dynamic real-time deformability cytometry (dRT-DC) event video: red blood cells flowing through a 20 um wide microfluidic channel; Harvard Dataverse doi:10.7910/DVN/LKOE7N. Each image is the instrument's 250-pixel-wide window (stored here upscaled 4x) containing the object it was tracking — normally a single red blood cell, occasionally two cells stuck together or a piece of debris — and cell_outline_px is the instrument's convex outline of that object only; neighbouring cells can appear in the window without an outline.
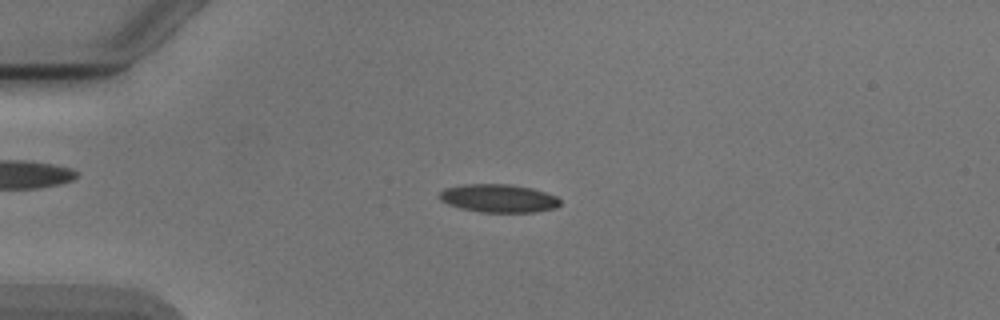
{"species": "Egyptian fruit bat (a non-hibernating species)", "species_latin": "Rousettus aegyptiacus", "temperature_condition": "cold", "stored_images_in_passage": 46, "camera_frame_rate_fps": 3000, "um_per_image_px": 0.085, "animal": {"sex": "male"}, "frame": {"image": 1, "passage_image": 7, "time_ms": 2.0, "image_size_px": [1000, 320], "cell_outline_px": [[560, 204], [556, 208], [532, 212], [480, 212], [460, 208], [448, 204], [440, 200], [440, 192], [444, 188], [464, 184], [508, 184], [532, 188], [556, 196], [560, 200]], "centroid_in_image_um": [42.36, 16.85], "position_along_channel_um": 42.6, "area_um2": 19.77}}
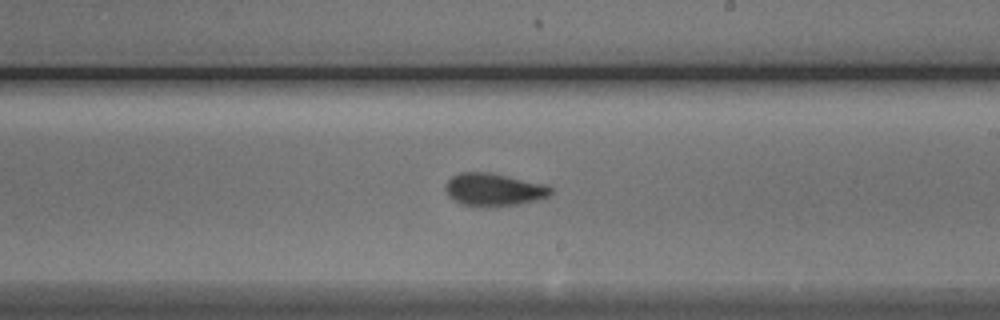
{"frame": {"image": 2, "passage_image": 25, "time_ms": 8.0, "image_size_px": [1000, 320], "cell_outline_px": [[552, 192], [548, 196], [536, 200], [520, 204], [488, 208], [460, 204], [452, 200], [448, 196], [444, 188], [444, 184], [452, 176], [460, 172], [492, 172], [544, 184], [552, 188]], "centroid_in_image_um": [41.92, 16.13], "position_along_channel_um": 247.1, "area_um2": 20.52}}
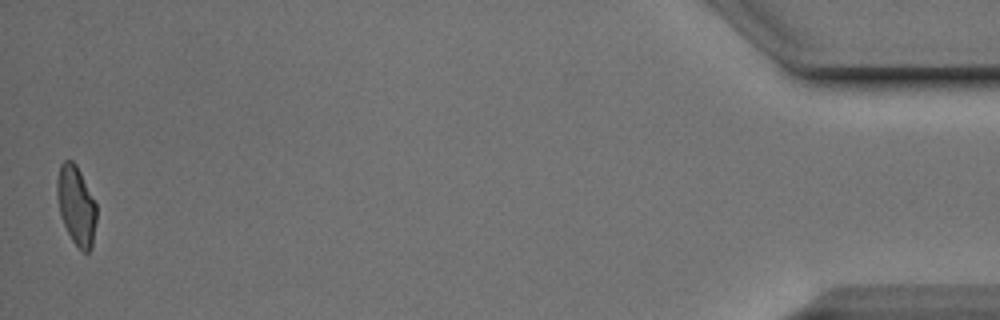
{"frame": {"image": 3, "passage_image": 46, "time_ms": 15.0, "image_size_px": [1000, 320], "cell_outline_px": [[96, 220], [92, 248], [88, 252], [84, 252], [72, 240], [60, 216], [56, 192], [56, 180], [60, 164], [64, 160], [72, 160], [76, 164], [96, 204]], "centroid_in_image_um": [6.46, 17.44], "position_along_channel_um": 428.7, "area_um2": 18.09}, "authors_computed_cell_mechanics": {"area_um2": 19.3341, "velocity_mm_per_s": 3.8852, "shape_relaxation_time_tau1_ms": 5.4873, "shape_relaxation_time_tau2_ms": 1.5111, "deformation_change_tau1": 0.1526, "deformation_change_tau2": 0.0847}}